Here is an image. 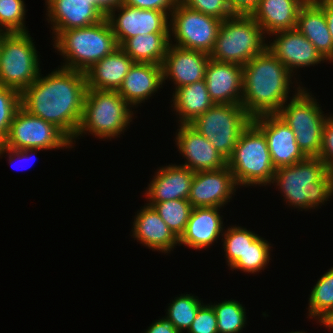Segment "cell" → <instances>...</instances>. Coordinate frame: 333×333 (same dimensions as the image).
<instances>
[{"instance_id": "d590c367", "label": "cell", "mask_w": 333, "mask_h": 333, "mask_svg": "<svg viewBox=\"0 0 333 333\" xmlns=\"http://www.w3.org/2000/svg\"><path fill=\"white\" fill-rule=\"evenodd\" d=\"M25 9L24 0H0V30L7 33L29 32L24 24Z\"/></svg>"}, {"instance_id": "8fae6325", "label": "cell", "mask_w": 333, "mask_h": 333, "mask_svg": "<svg viewBox=\"0 0 333 333\" xmlns=\"http://www.w3.org/2000/svg\"><path fill=\"white\" fill-rule=\"evenodd\" d=\"M221 22L218 18L188 8L178 1L169 16L170 44L210 54ZM171 35L175 39L174 44Z\"/></svg>"}, {"instance_id": "8d00e7d4", "label": "cell", "mask_w": 333, "mask_h": 333, "mask_svg": "<svg viewBox=\"0 0 333 333\" xmlns=\"http://www.w3.org/2000/svg\"><path fill=\"white\" fill-rule=\"evenodd\" d=\"M21 106V93L0 85V144L7 139L14 114Z\"/></svg>"}, {"instance_id": "74e56055", "label": "cell", "mask_w": 333, "mask_h": 333, "mask_svg": "<svg viewBox=\"0 0 333 333\" xmlns=\"http://www.w3.org/2000/svg\"><path fill=\"white\" fill-rule=\"evenodd\" d=\"M183 5L221 21L235 15L228 0H179Z\"/></svg>"}, {"instance_id": "e575fe53", "label": "cell", "mask_w": 333, "mask_h": 333, "mask_svg": "<svg viewBox=\"0 0 333 333\" xmlns=\"http://www.w3.org/2000/svg\"><path fill=\"white\" fill-rule=\"evenodd\" d=\"M258 236L251 246H248L244 255L241 256L230 269L241 270L247 273H257L264 270L270 259L271 244Z\"/></svg>"}, {"instance_id": "8992f818", "label": "cell", "mask_w": 333, "mask_h": 333, "mask_svg": "<svg viewBox=\"0 0 333 333\" xmlns=\"http://www.w3.org/2000/svg\"><path fill=\"white\" fill-rule=\"evenodd\" d=\"M237 186H266L272 183L275 167L264 133L251 121L241 132L227 159Z\"/></svg>"}, {"instance_id": "f907efd6", "label": "cell", "mask_w": 333, "mask_h": 333, "mask_svg": "<svg viewBox=\"0 0 333 333\" xmlns=\"http://www.w3.org/2000/svg\"><path fill=\"white\" fill-rule=\"evenodd\" d=\"M289 333V332H288ZM290 333H305L304 331H295V332H290Z\"/></svg>"}, {"instance_id": "3957f363", "label": "cell", "mask_w": 333, "mask_h": 333, "mask_svg": "<svg viewBox=\"0 0 333 333\" xmlns=\"http://www.w3.org/2000/svg\"><path fill=\"white\" fill-rule=\"evenodd\" d=\"M272 184L279 186L290 207L311 210L333 195V172L319 157H307L291 166L276 169Z\"/></svg>"}, {"instance_id": "52a82bcc", "label": "cell", "mask_w": 333, "mask_h": 333, "mask_svg": "<svg viewBox=\"0 0 333 333\" xmlns=\"http://www.w3.org/2000/svg\"><path fill=\"white\" fill-rule=\"evenodd\" d=\"M266 37L251 15L235 14L221 22L210 59L243 67L267 48Z\"/></svg>"}, {"instance_id": "277c9868", "label": "cell", "mask_w": 333, "mask_h": 333, "mask_svg": "<svg viewBox=\"0 0 333 333\" xmlns=\"http://www.w3.org/2000/svg\"><path fill=\"white\" fill-rule=\"evenodd\" d=\"M53 42L66 61L61 67L84 73L119 47L106 17L88 27L64 30Z\"/></svg>"}, {"instance_id": "7bdbcfd3", "label": "cell", "mask_w": 333, "mask_h": 333, "mask_svg": "<svg viewBox=\"0 0 333 333\" xmlns=\"http://www.w3.org/2000/svg\"><path fill=\"white\" fill-rule=\"evenodd\" d=\"M260 0H228L234 14L251 15Z\"/></svg>"}, {"instance_id": "7c38bea8", "label": "cell", "mask_w": 333, "mask_h": 333, "mask_svg": "<svg viewBox=\"0 0 333 333\" xmlns=\"http://www.w3.org/2000/svg\"><path fill=\"white\" fill-rule=\"evenodd\" d=\"M3 145L10 149H64L72 141L56 126L32 115L22 106L14 114L7 139Z\"/></svg>"}, {"instance_id": "f546056e", "label": "cell", "mask_w": 333, "mask_h": 333, "mask_svg": "<svg viewBox=\"0 0 333 333\" xmlns=\"http://www.w3.org/2000/svg\"><path fill=\"white\" fill-rule=\"evenodd\" d=\"M309 297L308 316L320 323L333 311V267L318 279Z\"/></svg>"}, {"instance_id": "4fadbf2b", "label": "cell", "mask_w": 333, "mask_h": 333, "mask_svg": "<svg viewBox=\"0 0 333 333\" xmlns=\"http://www.w3.org/2000/svg\"><path fill=\"white\" fill-rule=\"evenodd\" d=\"M106 18L119 46L128 38L139 34L169 33V17L164 12L157 10L139 9L121 4Z\"/></svg>"}, {"instance_id": "d6986e66", "label": "cell", "mask_w": 333, "mask_h": 333, "mask_svg": "<svg viewBox=\"0 0 333 333\" xmlns=\"http://www.w3.org/2000/svg\"><path fill=\"white\" fill-rule=\"evenodd\" d=\"M209 60L207 53L170 44L162 63L163 83L169 78L178 89L204 80Z\"/></svg>"}, {"instance_id": "ffe728a7", "label": "cell", "mask_w": 333, "mask_h": 333, "mask_svg": "<svg viewBox=\"0 0 333 333\" xmlns=\"http://www.w3.org/2000/svg\"><path fill=\"white\" fill-rule=\"evenodd\" d=\"M204 80L214 104H241L242 66L210 59L206 66Z\"/></svg>"}, {"instance_id": "6da1fadb", "label": "cell", "mask_w": 333, "mask_h": 333, "mask_svg": "<svg viewBox=\"0 0 333 333\" xmlns=\"http://www.w3.org/2000/svg\"><path fill=\"white\" fill-rule=\"evenodd\" d=\"M21 93V106L60 129L75 144L87 91L84 72L59 67Z\"/></svg>"}, {"instance_id": "b9f144b4", "label": "cell", "mask_w": 333, "mask_h": 333, "mask_svg": "<svg viewBox=\"0 0 333 333\" xmlns=\"http://www.w3.org/2000/svg\"><path fill=\"white\" fill-rule=\"evenodd\" d=\"M40 150H42V149H35V148L34 149H10V148L4 146L3 144H0V157L3 154L7 153L8 156H9V160H8L9 164L13 165L14 164L13 161H15L16 158L19 160V162L22 160L21 163L23 162V160L25 162L27 160V162H28L29 159H31V158L34 159L35 158L34 157L35 156V152H38ZM31 154H34V156H33L34 158L32 156H29ZM28 167H30V166H28Z\"/></svg>"}, {"instance_id": "5bb4252c", "label": "cell", "mask_w": 333, "mask_h": 333, "mask_svg": "<svg viewBox=\"0 0 333 333\" xmlns=\"http://www.w3.org/2000/svg\"><path fill=\"white\" fill-rule=\"evenodd\" d=\"M252 122L264 133L275 169L291 166L307 156L299 148L293 130L277 114L257 116Z\"/></svg>"}, {"instance_id": "83f0119b", "label": "cell", "mask_w": 333, "mask_h": 333, "mask_svg": "<svg viewBox=\"0 0 333 333\" xmlns=\"http://www.w3.org/2000/svg\"><path fill=\"white\" fill-rule=\"evenodd\" d=\"M172 105L176 115H179L178 124H189L196 117L210 109L214 102L211 100L205 80L184 85L174 89Z\"/></svg>"}, {"instance_id": "5b68a950", "label": "cell", "mask_w": 333, "mask_h": 333, "mask_svg": "<svg viewBox=\"0 0 333 333\" xmlns=\"http://www.w3.org/2000/svg\"><path fill=\"white\" fill-rule=\"evenodd\" d=\"M133 116L131 106L117 91L87 88L81 122L73 141L89 132L99 139L120 137Z\"/></svg>"}, {"instance_id": "d6a6232c", "label": "cell", "mask_w": 333, "mask_h": 333, "mask_svg": "<svg viewBox=\"0 0 333 333\" xmlns=\"http://www.w3.org/2000/svg\"><path fill=\"white\" fill-rule=\"evenodd\" d=\"M211 305L216 313L218 333H240L247 324L245 307L236 300Z\"/></svg>"}, {"instance_id": "4316f807", "label": "cell", "mask_w": 333, "mask_h": 333, "mask_svg": "<svg viewBox=\"0 0 333 333\" xmlns=\"http://www.w3.org/2000/svg\"><path fill=\"white\" fill-rule=\"evenodd\" d=\"M296 29L303 34L326 61L333 58V42L323 9L318 4L303 5Z\"/></svg>"}, {"instance_id": "836d02e7", "label": "cell", "mask_w": 333, "mask_h": 333, "mask_svg": "<svg viewBox=\"0 0 333 333\" xmlns=\"http://www.w3.org/2000/svg\"><path fill=\"white\" fill-rule=\"evenodd\" d=\"M223 249L230 268L241 256L244 255L248 246L258 237V234L241 226H230L223 231Z\"/></svg>"}, {"instance_id": "60d3db41", "label": "cell", "mask_w": 333, "mask_h": 333, "mask_svg": "<svg viewBox=\"0 0 333 333\" xmlns=\"http://www.w3.org/2000/svg\"><path fill=\"white\" fill-rule=\"evenodd\" d=\"M179 0H122V4L139 9H150L164 12L168 17Z\"/></svg>"}, {"instance_id": "1f68e13d", "label": "cell", "mask_w": 333, "mask_h": 333, "mask_svg": "<svg viewBox=\"0 0 333 333\" xmlns=\"http://www.w3.org/2000/svg\"><path fill=\"white\" fill-rule=\"evenodd\" d=\"M153 207L174 235L180 239L185 232L193 208L188 199L157 202Z\"/></svg>"}, {"instance_id": "ac0fdd59", "label": "cell", "mask_w": 333, "mask_h": 333, "mask_svg": "<svg viewBox=\"0 0 333 333\" xmlns=\"http://www.w3.org/2000/svg\"><path fill=\"white\" fill-rule=\"evenodd\" d=\"M45 3L53 39L64 30L88 27L106 17L93 0H46Z\"/></svg>"}, {"instance_id": "cb8c5ba5", "label": "cell", "mask_w": 333, "mask_h": 333, "mask_svg": "<svg viewBox=\"0 0 333 333\" xmlns=\"http://www.w3.org/2000/svg\"><path fill=\"white\" fill-rule=\"evenodd\" d=\"M162 85V65L134 63L117 92L134 108L150 99Z\"/></svg>"}, {"instance_id": "7dc6e473", "label": "cell", "mask_w": 333, "mask_h": 333, "mask_svg": "<svg viewBox=\"0 0 333 333\" xmlns=\"http://www.w3.org/2000/svg\"><path fill=\"white\" fill-rule=\"evenodd\" d=\"M320 324L324 325L328 329H333V311L323 319Z\"/></svg>"}, {"instance_id": "9a60e30c", "label": "cell", "mask_w": 333, "mask_h": 333, "mask_svg": "<svg viewBox=\"0 0 333 333\" xmlns=\"http://www.w3.org/2000/svg\"><path fill=\"white\" fill-rule=\"evenodd\" d=\"M237 184L228 166L195 172L188 201L193 208H222L235 194Z\"/></svg>"}, {"instance_id": "9c48e42d", "label": "cell", "mask_w": 333, "mask_h": 333, "mask_svg": "<svg viewBox=\"0 0 333 333\" xmlns=\"http://www.w3.org/2000/svg\"><path fill=\"white\" fill-rule=\"evenodd\" d=\"M29 32L3 36L0 45V85L22 93L40 75V59Z\"/></svg>"}, {"instance_id": "c3c4849f", "label": "cell", "mask_w": 333, "mask_h": 333, "mask_svg": "<svg viewBox=\"0 0 333 333\" xmlns=\"http://www.w3.org/2000/svg\"><path fill=\"white\" fill-rule=\"evenodd\" d=\"M303 5L319 4L324 0H299Z\"/></svg>"}, {"instance_id": "2e32d148", "label": "cell", "mask_w": 333, "mask_h": 333, "mask_svg": "<svg viewBox=\"0 0 333 333\" xmlns=\"http://www.w3.org/2000/svg\"><path fill=\"white\" fill-rule=\"evenodd\" d=\"M176 145L186 158L183 165L193 172L218 170L227 166V159L221 155L203 135L189 124H179Z\"/></svg>"}, {"instance_id": "ee69618b", "label": "cell", "mask_w": 333, "mask_h": 333, "mask_svg": "<svg viewBox=\"0 0 333 333\" xmlns=\"http://www.w3.org/2000/svg\"><path fill=\"white\" fill-rule=\"evenodd\" d=\"M144 333H180L176 328H174L171 323L166 319H158L148 327Z\"/></svg>"}, {"instance_id": "44dd1931", "label": "cell", "mask_w": 333, "mask_h": 333, "mask_svg": "<svg viewBox=\"0 0 333 333\" xmlns=\"http://www.w3.org/2000/svg\"><path fill=\"white\" fill-rule=\"evenodd\" d=\"M195 172L183 165L159 167L145 190L150 206L157 202L188 199Z\"/></svg>"}, {"instance_id": "603a6c76", "label": "cell", "mask_w": 333, "mask_h": 333, "mask_svg": "<svg viewBox=\"0 0 333 333\" xmlns=\"http://www.w3.org/2000/svg\"><path fill=\"white\" fill-rule=\"evenodd\" d=\"M217 207L192 208L184 234L179 245L196 250L206 249L223 235L224 224Z\"/></svg>"}, {"instance_id": "4dcf8cb0", "label": "cell", "mask_w": 333, "mask_h": 333, "mask_svg": "<svg viewBox=\"0 0 333 333\" xmlns=\"http://www.w3.org/2000/svg\"><path fill=\"white\" fill-rule=\"evenodd\" d=\"M202 304L203 302L197 296L181 294L168 304L167 315L164 317L180 333L183 330L188 332Z\"/></svg>"}, {"instance_id": "7a4b0ae2", "label": "cell", "mask_w": 333, "mask_h": 333, "mask_svg": "<svg viewBox=\"0 0 333 333\" xmlns=\"http://www.w3.org/2000/svg\"><path fill=\"white\" fill-rule=\"evenodd\" d=\"M242 68L241 105L252 119L277 114L284 103L292 98L288 94L294 75L268 48Z\"/></svg>"}, {"instance_id": "ab89813d", "label": "cell", "mask_w": 333, "mask_h": 333, "mask_svg": "<svg viewBox=\"0 0 333 333\" xmlns=\"http://www.w3.org/2000/svg\"><path fill=\"white\" fill-rule=\"evenodd\" d=\"M318 157L326 164L329 171L333 172V114H330L324 123L321 151Z\"/></svg>"}, {"instance_id": "bcb514c9", "label": "cell", "mask_w": 333, "mask_h": 333, "mask_svg": "<svg viewBox=\"0 0 333 333\" xmlns=\"http://www.w3.org/2000/svg\"><path fill=\"white\" fill-rule=\"evenodd\" d=\"M93 2L105 16L122 4V0H93Z\"/></svg>"}, {"instance_id": "e0dca14e", "label": "cell", "mask_w": 333, "mask_h": 333, "mask_svg": "<svg viewBox=\"0 0 333 333\" xmlns=\"http://www.w3.org/2000/svg\"><path fill=\"white\" fill-rule=\"evenodd\" d=\"M276 36L267 48L294 75L298 68L315 66L326 62L314 45L297 29L283 30L272 33Z\"/></svg>"}, {"instance_id": "7402d4cb", "label": "cell", "mask_w": 333, "mask_h": 333, "mask_svg": "<svg viewBox=\"0 0 333 333\" xmlns=\"http://www.w3.org/2000/svg\"><path fill=\"white\" fill-rule=\"evenodd\" d=\"M133 238L152 251L169 253L179 244V239L170 230L153 206L145 204L137 211L133 221Z\"/></svg>"}, {"instance_id": "681fc988", "label": "cell", "mask_w": 333, "mask_h": 333, "mask_svg": "<svg viewBox=\"0 0 333 333\" xmlns=\"http://www.w3.org/2000/svg\"><path fill=\"white\" fill-rule=\"evenodd\" d=\"M7 32L0 30V45H1V41L3 39V36L6 34Z\"/></svg>"}, {"instance_id": "484cf974", "label": "cell", "mask_w": 333, "mask_h": 333, "mask_svg": "<svg viewBox=\"0 0 333 333\" xmlns=\"http://www.w3.org/2000/svg\"><path fill=\"white\" fill-rule=\"evenodd\" d=\"M303 4L299 0H260L251 13L265 35L296 29L298 14Z\"/></svg>"}, {"instance_id": "f6af8a7d", "label": "cell", "mask_w": 333, "mask_h": 333, "mask_svg": "<svg viewBox=\"0 0 333 333\" xmlns=\"http://www.w3.org/2000/svg\"><path fill=\"white\" fill-rule=\"evenodd\" d=\"M324 11L327 26L333 42V0H324L318 4Z\"/></svg>"}, {"instance_id": "ba28073f", "label": "cell", "mask_w": 333, "mask_h": 333, "mask_svg": "<svg viewBox=\"0 0 333 333\" xmlns=\"http://www.w3.org/2000/svg\"><path fill=\"white\" fill-rule=\"evenodd\" d=\"M292 99L281 107L279 115L293 130L299 148L307 157H318L321 151L325 115L320 104L307 88L295 87ZM325 115V116H324Z\"/></svg>"}, {"instance_id": "f1b7e54d", "label": "cell", "mask_w": 333, "mask_h": 333, "mask_svg": "<svg viewBox=\"0 0 333 333\" xmlns=\"http://www.w3.org/2000/svg\"><path fill=\"white\" fill-rule=\"evenodd\" d=\"M169 45V33H149L128 38L120 47L135 63L162 65Z\"/></svg>"}, {"instance_id": "f35d334b", "label": "cell", "mask_w": 333, "mask_h": 333, "mask_svg": "<svg viewBox=\"0 0 333 333\" xmlns=\"http://www.w3.org/2000/svg\"><path fill=\"white\" fill-rule=\"evenodd\" d=\"M188 333H218L216 313L210 303L199 307Z\"/></svg>"}, {"instance_id": "d4e9b609", "label": "cell", "mask_w": 333, "mask_h": 333, "mask_svg": "<svg viewBox=\"0 0 333 333\" xmlns=\"http://www.w3.org/2000/svg\"><path fill=\"white\" fill-rule=\"evenodd\" d=\"M134 63L119 46L85 72L87 88L118 91Z\"/></svg>"}, {"instance_id": "30bf717a", "label": "cell", "mask_w": 333, "mask_h": 333, "mask_svg": "<svg viewBox=\"0 0 333 333\" xmlns=\"http://www.w3.org/2000/svg\"><path fill=\"white\" fill-rule=\"evenodd\" d=\"M252 118L241 104H214L189 125L211 142L228 159Z\"/></svg>"}]
</instances>
